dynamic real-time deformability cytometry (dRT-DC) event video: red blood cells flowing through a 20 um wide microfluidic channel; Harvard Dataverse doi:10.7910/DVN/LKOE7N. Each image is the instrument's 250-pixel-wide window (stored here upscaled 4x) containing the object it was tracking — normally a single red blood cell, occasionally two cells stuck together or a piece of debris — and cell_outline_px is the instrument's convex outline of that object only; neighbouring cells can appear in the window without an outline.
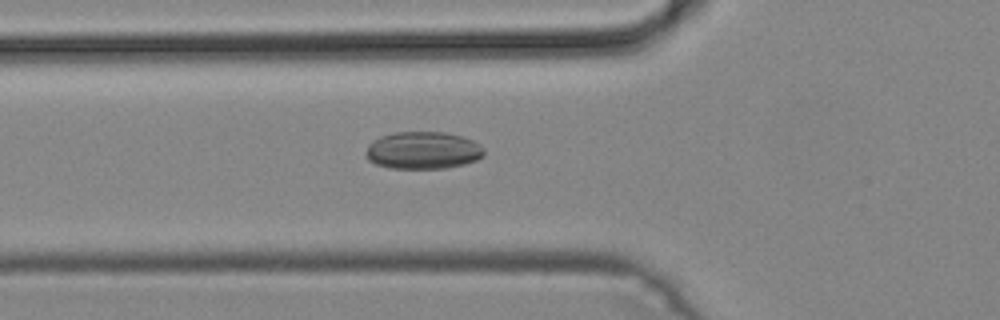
{"species": "common noctule bat (a hibernating species)", "species_latin": "Nyctalus noctula", "temperature_condition": "cold", "stored_images_in_passage": 39, "camera_frame_rate_fps": 3000, "um_per_image_px": 0.085, "animal": {"sex": "male", "body_mass_g": 19.2, "forearm_length_mm": 51.8}, "frame": {"image": 1, "passage_image": 17, "time_ms": 5.333, "image_size_px": [1000, 320], "cell_outline_px": [[484, 156], [476, 160], [464, 164], [448, 168], [388, 168], [376, 164], [368, 160], [364, 156], [364, 152], [368, 144], [372, 140], [380, 136], [396, 132], [444, 132], [460, 136], [472, 140], [480, 144], [484, 148]], "centroid_in_image_um": [35.92, 12.78], "position_along_channel_um": 89.9, "area_um2": 26.01}}
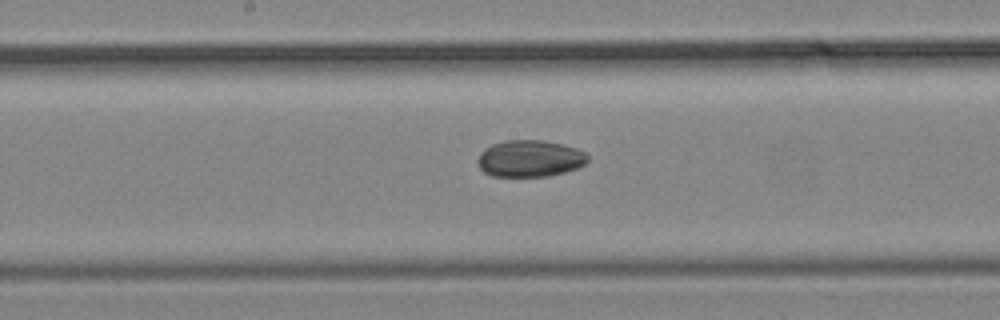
{"frame": {"image": 2, "passage_image": 25, "time_ms": 8.0, "image_size_px": [1000, 320], "cell_outline_px": [[588, 160], [580, 168], [548, 176], [492, 176], [484, 172], [480, 168], [476, 160], [492, 144], [504, 140], [540, 140], [560, 144], [576, 148], [588, 152]], "centroid_in_image_um": [45.08, 13.48], "position_along_channel_um": 203.1, "area_um2": 23.47}}
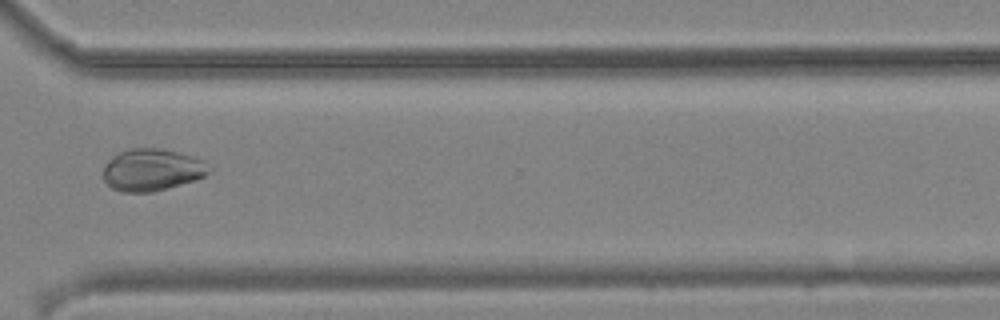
{"frame": {"image": 3, "passage_image": 36, "time_ms": 11.667, "image_size_px": [1000, 320], "cell_outline_px": [[212, 168], [204, 176], [196, 180], [168, 188], [152, 192], [120, 192], [112, 188], [104, 180], [104, 168], [108, 160], [112, 156], [120, 152], [132, 148], [164, 148], [204, 160]], "centroid_in_image_um": [12.93, 14.44], "position_along_channel_um": 357.7, "area_um2": 26.01}}